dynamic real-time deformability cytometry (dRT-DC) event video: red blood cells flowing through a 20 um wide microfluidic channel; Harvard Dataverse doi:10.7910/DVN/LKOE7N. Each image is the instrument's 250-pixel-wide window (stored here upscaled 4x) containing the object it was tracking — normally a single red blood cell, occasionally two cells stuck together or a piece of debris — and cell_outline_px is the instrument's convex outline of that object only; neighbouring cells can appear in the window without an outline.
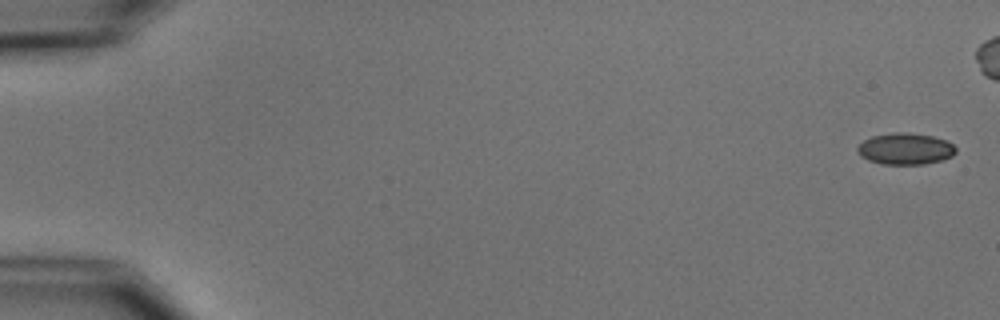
{"species": "common noctule bat (a hibernating species)", "species_latin": "Nyctalus noctula", "temperature_condition": "cold", "stored_images_in_passage": 6, "camera_frame_rate_fps": 3000, "um_per_image_px": 0.085, "animal": {"sex": "male", "body_mass_g": 15.6}, "frame": {"image": 1, "passage_image": 1, "time_ms": 0.0, "image_size_px": [1000, 320], "cell_outline_px": [[956, 152], [952, 156], [940, 160], [924, 164], [884, 164], [868, 160], [860, 156], [856, 148], [864, 140], [872, 136], [892, 132], [908, 132], [932, 136], [944, 140], [952, 144], [956, 148]], "centroid_in_image_um": [76.93, 12.64], "position_along_channel_um": 8.1, "area_um2": 17.98}}